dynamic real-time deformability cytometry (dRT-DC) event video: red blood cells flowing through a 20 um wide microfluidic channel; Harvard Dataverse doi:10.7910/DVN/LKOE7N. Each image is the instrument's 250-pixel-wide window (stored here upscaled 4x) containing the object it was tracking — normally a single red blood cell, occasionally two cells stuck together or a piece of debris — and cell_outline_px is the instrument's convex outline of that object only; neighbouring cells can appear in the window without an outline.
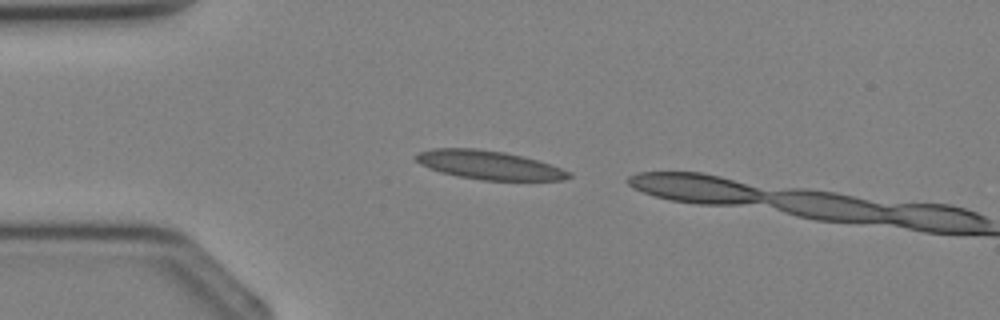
{"species": "Egyptian fruit bat (a non-hibernating species)", "species_latin": "Rousettus aegyptiacus", "temperature_condition": "cold", "stored_images_in_passage": 2, "camera_frame_rate_fps": 3000, "um_per_image_px": 0.085, "animal": {"sex": "female"}, "frame": {"image": 1, "passage_image": 1, "time_ms": 0.0, "image_size_px": [1000, 320], "cell_outline_px": [[572, 176], [564, 180], [484, 180], [460, 176], [440, 172], [428, 168], [420, 164], [416, 160], [416, 156], [420, 152], [432, 148], [476, 148], [504, 152], [536, 160], [572, 172]], "centroid_in_image_um": [41.55, 14.02], "position_along_channel_um": 43.4, "area_um2": 25.26}}